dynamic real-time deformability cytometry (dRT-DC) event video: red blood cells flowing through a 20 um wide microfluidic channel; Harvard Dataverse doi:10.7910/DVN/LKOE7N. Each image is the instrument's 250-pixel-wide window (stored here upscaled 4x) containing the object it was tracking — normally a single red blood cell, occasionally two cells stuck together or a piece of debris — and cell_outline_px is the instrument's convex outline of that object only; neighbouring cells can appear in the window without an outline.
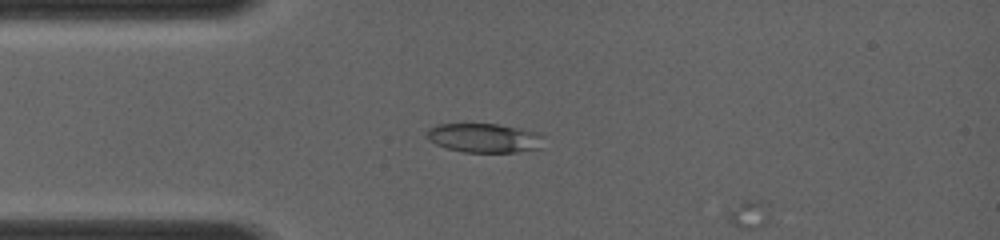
{"species": "common noctule bat (a hibernating species)", "species_latin": "Nyctalus noctula", "temperature_condition": "room temperature", "stored_images_in_passage": 5, "camera_frame_rate_fps": 4000, "um_per_image_px": 0.085, "animal": {"sex": "female", "body_mass_g": 19.0, "forearm_length_mm": 56.7}, "frame": {"image": 1, "passage_image": 5, "time_ms": 2.5, "image_size_px": [1000, 240], "cell_outline_px": [[544, 136], [540, 148], [516, 152], [464, 152], [448, 148], [436, 144], [428, 140], [424, 136], [428, 128], [436, 124], [496, 124], [540, 132]], "centroid_in_image_um": [41.14, 11.72], "position_along_channel_um": 43.9, "area_um2": 20.0}}